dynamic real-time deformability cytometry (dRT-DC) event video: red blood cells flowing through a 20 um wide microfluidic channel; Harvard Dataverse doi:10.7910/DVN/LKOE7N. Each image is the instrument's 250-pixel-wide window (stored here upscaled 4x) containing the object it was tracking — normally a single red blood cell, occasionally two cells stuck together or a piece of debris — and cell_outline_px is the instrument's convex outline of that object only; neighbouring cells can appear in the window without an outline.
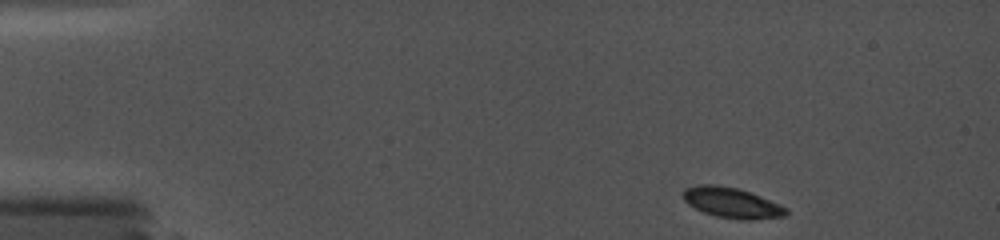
{"species": "common noctule bat (a hibernating species)", "species_latin": "Nyctalus noctula", "temperature_condition": "cold", "stored_images_in_passage": 33, "camera_frame_rate_fps": 5000, "um_per_image_px": 0.085, "animal": {"sex": "female", "body_mass_g": 19.0, "forearm_length_mm": 56.7}, "frame": {"image": 1, "passage_image": 1, "time_ms": 0.0, "image_size_px": [1000, 240], "cell_outline_px": [[788, 216], [752, 220], [740, 220], [716, 216], [704, 212], [688, 204], [684, 200], [684, 188], [696, 184], [716, 184], [736, 188], [760, 196], [780, 204], [788, 208]], "centroid_in_image_um": [62.23, 17.24], "position_along_channel_um": 22.8, "area_um2": 18.32}}
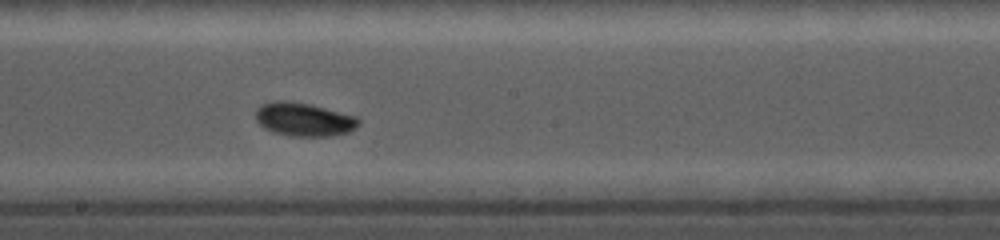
{"frame": {"image": 2, "passage_image": 19, "time_ms": 7.8, "image_size_px": [1000, 240], "cell_outline_px": [[360, 124], [356, 128], [348, 132], [332, 136], [292, 136], [272, 132], [264, 128], [256, 120], [256, 108], [260, 104], [276, 100], [284, 100], [308, 104], [356, 116], [360, 120]], "centroid_in_image_um": [25.81, 10.15], "position_along_channel_um": 222.4, "area_um2": 20.11}}
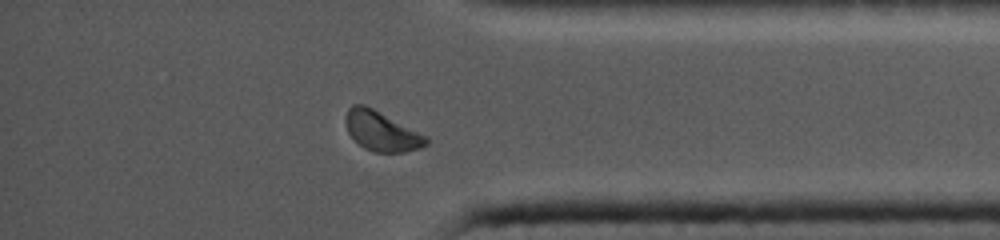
{"frame": {"image": 3, "passage_image": 27, "time_ms": 12.6, "image_size_px": [1000, 240], "cell_outline_px": [[428, 144], [420, 148], [404, 152], [376, 152], [364, 148], [348, 132], [344, 120], [344, 116], [348, 108], [352, 104], [364, 104], [428, 136]], "centroid_in_image_um": [32.42, 11.14], "position_along_channel_um": 402.8, "area_um2": 18.55}}